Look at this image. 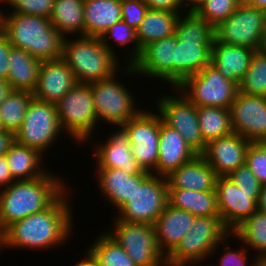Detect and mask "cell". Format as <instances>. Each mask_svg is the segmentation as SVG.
<instances>
[{
	"instance_id": "obj_1",
	"label": "cell",
	"mask_w": 266,
	"mask_h": 266,
	"mask_svg": "<svg viewBox=\"0 0 266 266\" xmlns=\"http://www.w3.org/2000/svg\"><path fill=\"white\" fill-rule=\"evenodd\" d=\"M70 188L44 211L9 225L4 230V249L51 251L68 243L75 234Z\"/></svg>"
},
{
	"instance_id": "obj_2",
	"label": "cell",
	"mask_w": 266,
	"mask_h": 266,
	"mask_svg": "<svg viewBox=\"0 0 266 266\" xmlns=\"http://www.w3.org/2000/svg\"><path fill=\"white\" fill-rule=\"evenodd\" d=\"M48 170L43 176L16 180L0 190V225L5 230L23 218L44 211L67 189L68 182L60 174Z\"/></svg>"
},
{
	"instance_id": "obj_3",
	"label": "cell",
	"mask_w": 266,
	"mask_h": 266,
	"mask_svg": "<svg viewBox=\"0 0 266 266\" xmlns=\"http://www.w3.org/2000/svg\"><path fill=\"white\" fill-rule=\"evenodd\" d=\"M1 9V31L12 47L26 50L40 61L62 58L64 37L50 19ZM4 12V13H3Z\"/></svg>"
},
{
	"instance_id": "obj_4",
	"label": "cell",
	"mask_w": 266,
	"mask_h": 266,
	"mask_svg": "<svg viewBox=\"0 0 266 266\" xmlns=\"http://www.w3.org/2000/svg\"><path fill=\"white\" fill-rule=\"evenodd\" d=\"M62 59L77 82L85 84L109 78L124 65L107 49L100 37L92 36L65 38Z\"/></svg>"
},
{
	"instance_id": "obj_5",
	"label": "cell",
	"mask_w": 266,
	"mask_h": 266,
	"mask_svg": "<svg viewBox=\"0 0 266 266\" xmlns=\"http://www.w3.org/2000/svg\"><path fill=\"white\" fill-rule=\"evenodd\" d=\"M119 74L130 78L132 76L133 79L135 76L138 77L132 65L124 64L121 70L119 69L111 77L90 84L98 127L101 126V122H104L103 125L108 124L109 127L123 125L144 109H141L144 105L141 104L140 107L137 105L140 103L132 92L135 89H130V86L118 80Z\"/></svg>"
},
{
	"instance_id": "obj_6",
	"label": "cell",
	"mask_w": 266,
	"mask_h": 266,
	"mask_svg": "<svg viewBox=\"0 0 266 266\" xmlns=\"http://www.w3.org/2000/svg\"><path fill=\"white\" fill-rule=\"evenodd\" d=\"M232 232L220 215L196 217L191 229L167 256V266H201L216 246ZM200 264V265H199Z\"/></svg>"
},
{
	"instance_id": "obj_7",
	"label": "cell",
	"mask_w": 266,
	"mask_h": 266,
	"mask_svg": "<svg viewBox=\"0 0 266 266\" xmlns=\"http://www.w3.org/2000/svg\"><path fill=\"white\" fill-rule=\"evenodd\" d=\"M56 111L61 130L67 138L71 137V141L74 140L78 146H84L85 143L91 144L87 142L93 139V134L95 136L98 121L90 84L76 83L56 103Z\"/></svg>"
},
{
	"instance_id": "obj_8",
	"label": "cell",
	"mask_w": 266,
	"mask_h": 266,
	"mask_svg": "<svg viewBox=\"0 0 266 266\" xmlns=\"http://www.w3.org/2000/svg\"><path fill=\"white\" fill-rule=\"evenodd\" d=\"M167 199V178L143 170L135 175V192L114 216L124 222L154 225L168 204Z\"/></svg>"
},
{
	"instance_id": "obj_9",
	"label": "cell",
	"mask_w": 266,
	"mask_h": 266,
	"mask_svg": "<svg viewBox=\"0 0 266 266\" xmlns=\"http://www.w3.org/2000/svg\"><path fill=\"white\" fill-rule=\"evenodd\" d=\"M111 219L112 228L105 231L137 266H167V257L159 248L154 225Z\"/></svg>"
},
{
	"instance_id": "obj_10",
	"label": "cell",
	"mask_w": 266,
	"mask_h": 266,
	"mask_svg": "<svg viewBox=\"0 0 266 266\" xmlns=\"http://www.w3.org/2000/svg\"><path fill=\"white\" fill-rule=\"evenodd\" d=\"M62 134L65 135L59 124L56 104L33 98L15 139L44 156L58 143Z\"/></svg>"
},
{
	"instance_id": "obj_11",
	"label": "cell",
	"mask_w": 266,
	"mask_h": 266,
	"mask_svg": "<svg viewBox=\"0 0 266 266\" xmlns=\"http://www.w3.org/2000/svg\"><path fill=\"white\" fill-rule=\"evenodd\" d=\"M173 92L162 93L155 96L156 102L153 107L159 114L162 121L176 129L188 146L197 154H202L206 149V143L200 131V125L197 115V106L190 102L176 88H171ZM173 95V96H172Z\"/></svg>"
},
{
	"instance_id": "obj_12",
	"label": "cell",
	"mask_w": 266,
	"mask_h": 266,
	"mask_svg": "<svg viewBox=\"0 0 266 266\" xmlns=\"http://www.w3.org/2000/svg\"><path fill=\"white\" fill-rule=\"evenodd\" d=\"M176 89L197 107L218 106L230 109L237 95L238 85L209 64L186 78Z\"/></svg>"
},
{
	"instance_id": "obj_13",
	"label": "cell",
	"mask_w": 266,
	"mask_h": 266,
	"mask_svg": "<svg viewBox=\"0 0 266 266\" xmlns=\"http://www.w3.org/2000/svg\"><path fill=\"white\" fill-rule=\"evenodd\" d=\"M266 30V11L241 2L223 22L214 27L215 40L260 50Z\"/></svg>"
},
{
	"instance_id": "obj_14",
	"label": "cell",
	"mask_w": 266,
	"mask_h": 266,
	"mask_svg": "<svg viewBox=\"0 0 266 266\" xmlns=\"http://www.w3.org/2000/svg\"><path fill=\"white\" fill-rule=\"evenodd\" d=\"M146 108L122 126L127 130L135 161L142 170L152 172L159 155L160 114Z\"/></svg>"
},
{
	"instance_id": "obj_15",
	"label": "cell",
	"mask_w": 266,
	"mask_h": 266,
	"mask_svg": "<svg viewBox=\"0 0 266 266\" xmlns=\"http://www.w3.org/2000/svg\"><path fill=\"white\" fill-rule=\"evenodd\" d=\"M230 112L234 133L251 143L266 142V96L238 91Z\"/></svg>"
},
{
	"instance_id": "obj_16",
	"label": "cell",
	"mask_w": 266,
	"mask_h": 266,
	"mask_svg": "<svg viewBox=\"0 0 266 266\" xmlns=\"http://www.w3.org/2000/svg\"><path fill=\"white\" fill-rule=\"evenodd\" d=\"M216 193L219 215L231 232L257 210L260 192H245L228 177L217 178Z\"/></svg>"
},
{
	"instance_id": "obj_17",
	"label": "cell",
	"mask_w": 266,
	"mask_h": 266,
	"mask_svg": "<svg viewBox=\"0 0 266 266\" xmlns=\"http://www.w3.org/2000/svg\"><path fill=\"white\" fill-rule=\"evenodd\" d=\"M177 36L173 34L165 39L150 42L142 48L139 58L133 63V68L140 78L152 81H163L173 88V60Z\"/></svg>"
},
{
	"instance_id": "obj_18",
	"label": "cell",
	"mask_w": 266,
	"mask_h": 266,
	"mask_svg": "<svg viewBox=\"0 0 266 266\" xmlns=\"http://www.w3.org/2000/svg\"><path fill=\"white\" fill-rule=\"evenodd\" d=\"M116 129L108 132L105 140L91 144L96 168H118L127 174H140L143 170L135 161L131 152L127 130L122 125H116ZM111 133V134H110Z\"/></svg>"
},
{
	"instance_id": "obj_19",
	"label": "cell",
	"mask_w": 266,
	"mask_h": 266,
	"mask_svg": "<svg viewBox=\"0 0 266 266\" xmlns=\"http://www.w3.org/2000/svg\"><path fill=\"white\" fill-rule=\"evenodd\" d=\"M251 142L237 133L210 141L201 154L218 177H228L245 164L246 152Z\"/></svg>"
},
{
	"instance_id": "obj_20",
	"label": "cell",
	"mask_w": 266,
	"mask_h": 266,
	"mask_svg": "<svg viewBox=\"0 0 266 266\" xmlns=\"http://www.w3.org/2000/svg\"><path fill=\"white\" fill-rule=\"evenodd\" d=\"M78 83L74 73L62 59L41 61L39 77L33 97L50 103H57Z\"/></svg>"
},
{
	"instance_id": "obj_21",
	"label": "cell",
	"mask_w": 266,
	"mask_h": 266,
	"mask_svg": "<svg viewBox=\"0 0 266 266\" xmlns=\"http://www.w3.org/2000/svg\"><path fill=\"white\" fill-rule=\"evenodd\" d=\"M196 155L198 154L188 146L182 135L166 125L160 117L159 155L157 166L151 173L167 177Z\"/></svg>"
},
{
	"instance_id": "obj_22",
	"label": "cell",
	"mask_w": 266,
	"mask_h": 266,
	"mask_svg": "<svg viewBox=\"0 0 266 266\" xmlns=\"http://www.w3.org/2000/svg\"><path fill=\"white\" fill-rule=\"evenodd\" d=\"M214 41H182L177 37L173 60V88L211 64Z\"/></svg>"
},
{
	"instance_id": "obj_23",
	"label": "cell",
	"mask_w": 266,
	"mask_h": 266,
	"mask_svg": "<svg viewBox=\"0 0 266 266\" xmlns=\"http://www.w3.org/2000/svg\"><path fill=\"white\" fill-rule=\"evenodd\" d=\"M196 216L180 208L166 205L154 227L160 250L167 257L191 229Z\"/></svg>"
},
{
	"instance_id": "obj_24",
	"label": "cell",
	"mask_w": 266,
	"mask_h": 266,
	"mask_svg": "<svg viewBox=\"0 0 266 266\" xmlns=\"http://www.w3.org/2000/svg\"><path fill=\"white\" fill-rule=\"evenodd\" d=\"M166 178L168 189L211 191L216 190L218 176L205 158L198 154Z\"/></svg>"
},
{
	"instance_id": "obj_25",
	"label": "cell",
	"mask_w": 266,
	"mask_h": 266,
	"mask_svg": "<svg viewBox=\"0 0 266 266\" xmlns=\"http://www.w3.org/2000/svg\"><path fill=\"white\" fill-rule=\"evenodd\" d=\"M256 50L248 47L229 45L214 39L211 64L227 79L240 84L250 66Z\"/></svg>"
},
{
	"instance_id": "obj_26",
	"label": "cell",
	"mask_w": 266,
	"mask_h": 266,
	"mask_svg": "<svg viewBox=\"0 0 266 266\" xmlns=\"http://www.w3.org/2000/svg\"><path fill=\"white\" fill-rule=\"evenodd\" d=\"M96 185L102 199L107 200L115 211L118 210L135 192V175L127 174L118 168H94Z\"/></svg>"
},
{
	"instance_id": "obj_27",
	"label": "cell",
	"mask_w": 266,
	"mask_h": 266,
	"mask_svg": "<svg viewBox=\"0 0 266 266\" xmlns=\"http://www.w3.org/2000/svg\"><path fill=\"white\" fill-rule=\"evenodd\" d=\"M121 20V0H84V36L100 37Z\"/></svg>"
},
{
	"instance_id": "obj_28",
	"label": "cell",
	"mask_w": 266,
	"mask_h": 266,
	"mask_svg": "<svg viewBox=\"0 0 266 266\" xmlns=\"http://www.w3.org/2000/svg\"><path fill=\"white\" fill-rule=\"evenodd\" d=\"M9 73L7 81L12 90H35L41 61L34 58L26 50L12 47L9 53Z\"/></svg>"
},
{
	"instance_id": "obj_29",
	"label": "cell",
	"mask_w": 266,
	"mask_h": 266,
	"mask_svg": "<svg viewBox=\"0 0 266 266\" xmlns=\"http://www.w3.org/2000/svg\"><path fill=\"white\" fill-rule=\"evenodd\" d=\"M46 156V154L43 156L37 150L16 141L5 154L8 167L15 181L43 176L50 169L46 165L44 166L43 160Z\"/></svg>"
},
{
	"instance_id": "obj_30",
	"label": "cell",
	"mask_w": 266,
	"mask_h": 266,
	"mask_svg": "<svg viewBox=\"0 0 266 266\" xmlns=\"http://www.w3.org/2000/svg\"><path fill=\"white\" fill-rule=\"evenodd\" d=\"M167 200L171 207L183 209L196 217L219 215L216 190L168 189Z\"/></svg>"
},
{
	"instance_id": "obj_31",
	"label": "cell",
	"mask_w": 266,
	"mask_h": 266,
	"mask_svg": "<svg viewBox=\"0 0 266 266\" xmlns=\"http://www.w3.org/2000/svg\"><path fill=\"white\" fill-rule=\"evenodd\" d=\"M180 14L182 13L149 9L136 30L140 48L175 34Z\"/></svg>"
},
{
	"instance_id": "obj_32",
	"label": "cell",
	"mask_w": 266,
	"mask_h": 266,
	"mask_svg": "<svg viewBox=\"0 0 266 266\" xmlns=\"http://www.w3.org/2000/svg\"><path fill=\"white\" fill-rule=\"evenodd\" d=\"M50 21L64 38L84 36V0H55Z\"/></svg>"
},
{
	"instance_id": "obj_33",
	"label": "cell",
	"mask_w": 266,
	"mask_h": 266,
	"mask_svg": "<svg viewBox=\"0 0 266 266\" xmlns=\"http://www.w3.org/2000/svg\"><path fill=\"white\" fill-rule=\"evenodd\" d=\"M100 39L107 49L119 60L124 55L123 58H126L127 61L126 59H123V63L127 65H133V63L139 58L142 51L137 40L136 30L126 24L123 20L115 23L107 29V31L100 36ZM112 43H115L114 46H116L117 49L120 46L119 50L123 48V50H121V53H123V55L121 54V57H119L120 53L117 52L119 50H115Z\"/></svg>"
},
{
	"instance_id": "obj_34",
	"label": "cell",
	"mask_w": 266,
	"mask_h": 266,
	"mask_svg": "<svg viewBox=\"0 0 266 266\" xmlns=\"http://www.w3.org/2000/svg\"><path fill=\"white\" fill-rule=\"evenodd\" d=\"M256 257L266 256V213L256 210L231 233ZM254 252V253H253Z\"/></svg>"
},
{
	"instance_id": "obj_35",
	"label": "cell",
	"mask_w": 266,
	"mask_h": 266,
	"mask_svg": "<svg viewBox=\"0 0 266 266\" xmlns=\"http://www.w3.org/2000/svg\"><path fill=\"white\" fill-rule=\"evenodd\" d=\"M200 131L205 143L233 133L231 112L218 106L197 107Z\"/></svg>"
},
{
	"instance_id": "obj_36",
	"label": "cell",
	"mask_w": 266,
	"mask_h": 266,
	"mask_svg": "<svg viewBox=\"0 0 266 266\" xmlns=\"http://www.w3.org/2000/svg\"><path fill=\"white\" fill-rule=\"evenodd\" d=\"M86 251L99 266H137L125 250L105 230L93 238Z\"/></svg>"
},
{
	"instance_id": "obj_37",
	"label": "cell",
	"mask_w": 266,
	"mask_h": 266,
	"mask_svg": "<svg viewBox=\"0 0 266 266\" xmlns=\"http://www.w3.org/2000/svg\"><path fill=\"white\" fill-rule=\"evenodd\" d=\"M32 92L12 90L0 104V123L2 130L12 131L14 134L20 129L30 101Z\"/></svg>"
},
{
	"instance_id": "obj_38",
	"label": "cell",
	"mask_w": 266,
	"mask_h": 266,
	"mask_svg": "<svg viewBox=\"0 0 266 266\" xmlns=\"http://www.w3.org/2000/svg\"><path fill=\"white\" fill-rule=\"evenodd\" d=\"M176 36L182 41H214V27L195 12L180 14L176 25Z\"/></svg>"
},
{
	"instance_id": "obj_39",
	"label": "cell",
	"mask_w": 266,
	"mask_h": 266,
	"mask_svg": "<svg viewBox=\"0 0 266 266\" xmlns=\"http://www.w3.org/2000/svg\"><path fill=\"white\" fill-rule=\"evenodd\" d=\"M238 91L248 95L266 96V54L260 50L252 55L248 71L238 85Z\"/></svg>"
},
{
	"instance_id": "obj_40",
	"label": "cell",
	"mask_w": 266,
	"mask_h": 266,
	"mask_svg": "<svg viewBox=\"0 0 266 266\" xmlns=\"http://www.w3.org/2000/svg\"><path fill=\"white\" fill-rule=\"evenodd\" d=\"M229 237L231 238V234L227 238H225L222 242H220L216 246V248L212 251V253L210 255V259H211V256L213 258L214 255L221 254L219 252H222V254L219 257V260L216 259V261H217L216 265L211 264V266H214V265L215 266H255L257 257L255 255H253V257L251 258V256H249L251 253L244 246V244L242 245L241 243H239L240 249H239V246L237 248L231 247ZM227 239L229 242L227 241ZM220 246L221 247L223 246L222 251H220L221 250ZM218 249H220V250H218ZM249 258H251V259H249Z\"/></svg>"
},
{
	"instance_id": "obj_41",
	"label": "cell",
	"mask_w": 266,
	"mask_h": 266,
	"mask_svg": "<svg viewBox=\"0 0 266 266\" xmlns=\"http://www.w3.org/2000/svg\"><path fill=\"white\" fill-rule=\"evenodd\" d=\"M241 0H204L195 13L213 27L225 21L239 6Z\"/></svg>"
},
{
	"instance_id": "obj_42",
	"label": "cell",
	"mask_w": 266,
	"mask_h": 266,
	"mask_svg": "<svg viewBox=\"0 0 266 266\" xmlns=\"http://www.w3.org/2000/svg\"><path fill=\"white\" fill-rule=\"evenodd\" d=\"M54 2L55 0H4L1 5H5L7 13H20L50 19Z\"/></svg>"
},
{
	"instance_id": "obj_43",
	"label": "cell",
	"mask_w": 266,
	"mask_h": 266,
	"mask_svg": "<svg viewBox=\"0 0 266 266\" xmlns=\"http://www.w3.org/2000/svg\"><path fill=\"white\" fill-rule=\"evenodd\" d=\"M245 165L262 185L266 184V142L250 144L246 152Z\"/></svg>"
},
{
	"instance_id": "obj_44",
	"label": "cell",
	"mask_w": 266,
	"mask_h": 266,
	"mask_svg": "<svg viewBox=\"0 0 266 266\" xmlns=\"http://www.w3.org/2000/svg\"><path fill=\"white\" fill-rule=\"evenodd\" d=\"M148 10L143 0H121L122 20L135 30L140 26Z\"/></svg>"
},
{
	"instance_id": "obj_45",
	"label": "cell",
	"mask_w": 266,
	"mask_h": 266,
	"mask_svg": "<svg viewBox=\"0 0 266 266\" xmlns=\"http://www.w3.org/2000/svg\"><path fill=\"white\" fill-rule=\"evenodd\" d=\"M228 178L245 192H260L262 184L245 164L239 166Z\"/></svg>"
},
{
	"instance_id": "obj_46",
	"label": "cell",
	"mask_w": 266,
	"mask_h": 266,
	"mask_svg": "<svg viewBox=\"0 0 266 266\" xmlns=\"http://www.w3.org/2000/svg\"><path fill=\"white\" fill-rule=\"evenodd\" d=\"M12 45L8 37L0 29V79L7 80L9 73V53Z\"/></svg>"
},
{
	"instance_id": "obj_47",
	"label": "cell",
	"mask_w": 266,
	"mask_h": 266,
	"mask_svg": "<svg viewBox=\"0 0 266 266\" xmlns=\"http://www.w3.org/2000/svg\"><path fill=\"white\" fill-rule=\"evenodd\" d=\"M149 9L183 13V0H143Z\"/></svg>"
},
{
	"instance_id": "obj_48",
	"label": "cell",
	"mask_w": 266,
	"mask_h": 266,
	"mask_svg": "<svg viewBox=\"0 0 266 266\" xmlns=\"http://www.w3.org/2000/svg\"><path fill=\"white\" fill-rule=\"evenodd\" d=\"M14 181L15 180L11 175L5 155L0 156V190L10 186Z\"/></svg>"
},
{
	"instance_id": "obj_49",
	"label": "cell",
	"mask_w": 266,
	"mask_h": 266,
	"mask_svg": "<svg viewBox=\"0 0 266 266\" xmlns=\"http://www.w3.org/2000/svg\"><path fill=\"white\" fill-rule=\"evenodd\" d=\"M15 141V134L12 131L0 130V156H4Z\"/></svg>"
},
{
	"instance_id": "obj_50",
	"label": "cell",
	"mask_w": 266,
	"mask_h": 266,
	"mask_svg": "<svg viewBox=\"0 0 266 266\" xmlns=\"http://www.w3.org/2000/svg\"><path fill=\"white\" fill-rule=\"evenodd\" d=\"M204 0H183V13L195 12Z\"/></svg>"
},
{
	"instance_id": "obj_51",
	"label": "cell",
	"mask_w": 266,
	"mask_h": 266,
	"mask_svg": "<svg viewBox=\"0 0 266 266\" xmlns=\"http://www.w3.org/2000/svg\"><path fill=\"white\" fill-rule=\"evenodd\" d=\"M257 210L266 213V184H263L260 189Z\"/></svg>"
},
{
	"instance_id": "obj_52",
	"label": "cell",
	"mask_w": 266,
	"mask_h": 266,
	"mask_svg": "<svg viewBox=\"0 0 266 266\" xmlns=\"http://www.w3.org/2000/svg\"><path fill=\"white\" fill-rule=\"evenodd\" d=\"M11 91L10 83L7 80L0 79V104L7 98Z\"/></svg>"
},
{
	"instance_id": "obj_53",
	"label": "cell",
	"mask_w": 266,
	"mask_h": 266,
	"mask_svg": "<svg viewBox=\"0 0 266 266\" xmlns=\"http://www.w3.org/2000/svg\"><path fill=\"white\" fill-rule=\"evenodd\" d=\"M84 257L75 262V266H99V264L94 260V258L85 251Z\"/></svg>"
},
{
	"instance_id": "obj_54",
	"label": "cell",
	"mask_w": 266,
	"mask_h": 266,
	"mask_svg": "<svg viewBox=\"0 0 266 266\" xmlns=\"http://www.w3.org/2000/svg\"><path fill=\"white\" fill-rule=\"evenodd\" d=\"M244 4L266 11V0H243Z\"/></svg>"
},
{
	"instance_id": "obj_55",
	"label": "cell",
	"mask_w": 266,
	"mask_h": 266,
	"mask_svg": "<svg viewBox=\"0 0 266 266\" xmlns=\"http://www.w3.org/2000/svg\"><path fill=\"white\" fill-rule=\"evenodd\" d=\"M3 250L5 251V249H4V230L0 225V252Z\"/></svg>"
},
{
	"instance_id": "obj_56",
	"label": "cell",
	"mask_w": 266,
	"mask_h": 266,
	"mask_svg": "<svg viewBox=\"0 0 266 266\" xmlns=\"http://www.w3.org/2000/svg\"><path fill=\"white\" fill-rule=\"evenodd\" d=\"M255 266H266V256L257 257Z\"/></svg>"
},
{
	"instance_id": "obj_57",
	"label": "cell",
	"mask_w": 266,
	"mask_h": 266,
	"mask_svg": "<svg viewBox=\"0 0 266 266\" xmlns=\"http://www.w3.org/2000/svg\"><path fill=\"white\" fill-rule=\"evenodd\" d=\"M260 51L263 52L264 54H266V30L263 36V40H262V44L260 47Z\"/></svg>"
},
{
	"instance_id": "obj_58",
	"label": "cell",
	"mask_w": 266,
	"mask_h": 266,
	"mask_svg": "<svg viewBox=\"0 0 266 266\" xmlns=\"http://www.w3.org/2000/svg\"><path fill=\"white\" fill-rule=\"evenodd\" d=\"M0 4H2V3L0 2ZM0 6L3 7L2 5H0ZM1 7H0V26H1V9H2Z\"/></svg>"
}]
</instances>
